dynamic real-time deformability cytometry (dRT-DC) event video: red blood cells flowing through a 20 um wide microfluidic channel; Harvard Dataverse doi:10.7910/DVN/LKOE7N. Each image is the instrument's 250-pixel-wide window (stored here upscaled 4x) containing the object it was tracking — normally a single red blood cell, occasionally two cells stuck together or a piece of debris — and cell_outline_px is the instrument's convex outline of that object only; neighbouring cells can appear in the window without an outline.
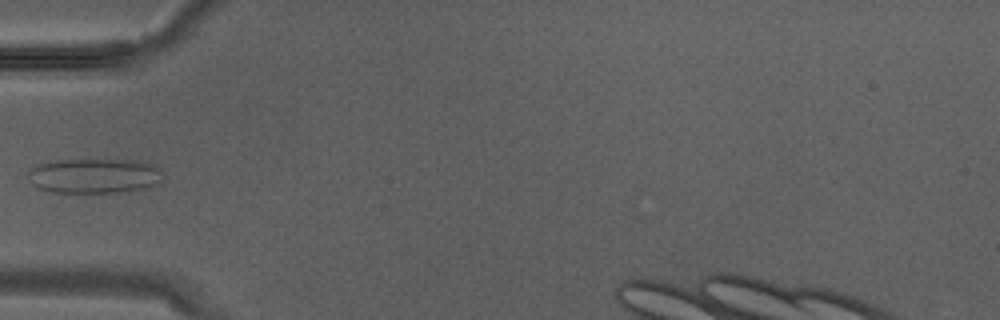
{"species": "Egyptian fruit bat (a non-hibernating species)", "species_latin": "Rousettus aegyptiacus", "temperature_condition": "warm", "stored_images_in_passage": 5, "camera_frame_rate_fps": 3000, "um_per_image_px": 0.085, "animal": {"sex": "male"}, "frame": {"image": 1, "passage_image": 5, "time_ms": 1.333, "image_size_px": [1000, 320], "cell_outline_px": [[164, 180], [156, 184], [140, 188], [120, 192], [52, 192], [40, 188], [32, 184], [28, 180], [28, 172], [32, 168], [40, 164], [56, 160], [132, 160], [152, 164], [160, 168]], "centroid_in_image_um": [8.02, 14.94], "position_along_channel_um": 77.0, "area_um2": 27.17}}